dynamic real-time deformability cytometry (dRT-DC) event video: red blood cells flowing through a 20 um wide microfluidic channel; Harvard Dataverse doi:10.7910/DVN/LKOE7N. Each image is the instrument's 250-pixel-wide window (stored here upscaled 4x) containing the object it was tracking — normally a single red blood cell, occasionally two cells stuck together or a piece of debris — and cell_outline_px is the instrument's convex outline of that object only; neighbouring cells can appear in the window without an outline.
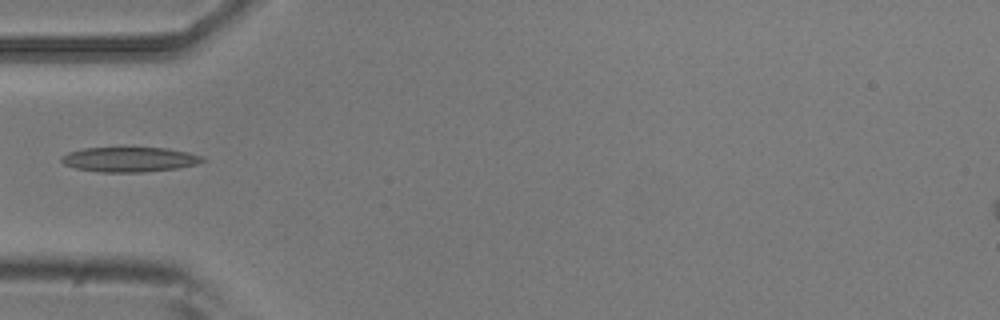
{"species": "common noctule bat (a hibernating species)", "species_latin": "Nyctalus noctula", "temperature_condition": "room temperature", "stored_images_in_passage": 6, "camera_frame_rate_fps": 3000, "um_per_image_px": 0.085, "animal": {"sex": "male", "body_mass_g": 20.5, "forearm_length_mm": 52.5}, "frame": {"image": 1, "passage_image": 5, "time_ms": 1.333, "image_size_px": [1000, 320], "cell_outline_px": [[208, 160], [196, 164], [176, 168], [144, 172], [100, 172], [76, 168], [64, 164], [60, 160], [60, 156], [68, 152], [84, 148], [168, 148], [188, 152], [204, 156]], "centroid_in_image_um": [11.03, 13.55], "position_along_channel_um": 74.0, "area_um2": 20.46}}
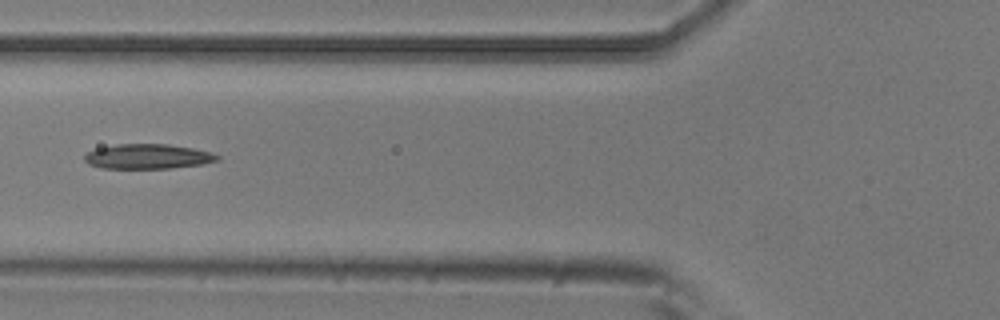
{"frame": {"image": 2, "passage_image": 6, "time_ms": 1.667, "image_size_px": [1000, 320], "cell_outline_px": [[220, 156], [216, 160], [200, 164], [172, 168], [100, 168], [88, 164], [84, 160], [84, 156], [88, 152], [96, 148], [116, 144], [168, 144], [192, 148], [212, 152]], "centroid_in_image_um": [12.52, 13.29], "position_along_channel_um": 113.3, "area_um2": 19.13}}